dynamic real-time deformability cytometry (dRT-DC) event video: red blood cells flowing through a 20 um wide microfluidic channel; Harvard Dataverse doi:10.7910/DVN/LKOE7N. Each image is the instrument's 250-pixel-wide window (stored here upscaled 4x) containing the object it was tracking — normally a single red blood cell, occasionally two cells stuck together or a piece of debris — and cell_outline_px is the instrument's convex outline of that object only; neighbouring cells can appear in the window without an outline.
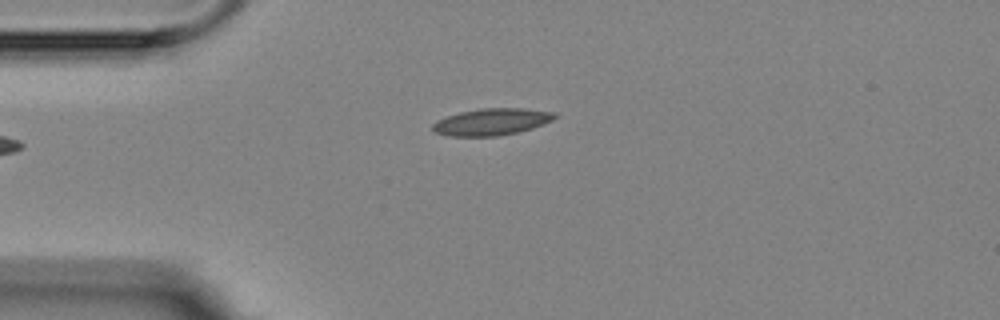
{"species": "Egyptian fruit bat (a non-hibernating species)", "species_latin": "Rousettus aegyptiacus", "temperature_condition": "room temperature", "stored_images_in_passage": 3, "camera_frame_rate_fps": 3000, "um_per_image_px": 0.085, "animal": {"sex": "female"}, "frame": {"image": 1, "passage_image": 1, "time_ms": 0.0, "image_size_px": [1000, 320], "cell_outline_px": [[556, 116], [552, 120], [532, 128], [516, 132], [496, 136], [448, 136], [436, 132], [432, 128], [432, 124], [436, 120], [460, 112], [480, 108], [524, 108], [556, 112]], "centroid_in_image_um": [41.78, 10.34], "position_along_channel_um": 43.2, "area_um2": 18.96}}
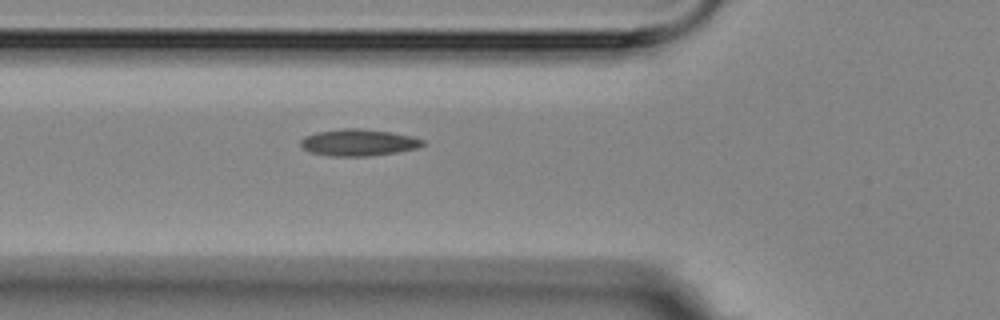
{"frame": {"image": 2, "passage_image": 3, "time_ms": 2.0, "image_size_px": [1000, 320], "cell_outline_px": [[424, 144], [416, 148], [396, 152], [368, 156], [328, 156], [312, 152], [304, 148], [300, 144], [300, 140], [304, 136], [316, 132], [340, 128], [360, 128], [392, 132], [412, 136], [424, 140]], "centroid_in_image_um": [30.45, 12.1], "position_along_channel_um": 95.4, "area_um2": 19.02}}